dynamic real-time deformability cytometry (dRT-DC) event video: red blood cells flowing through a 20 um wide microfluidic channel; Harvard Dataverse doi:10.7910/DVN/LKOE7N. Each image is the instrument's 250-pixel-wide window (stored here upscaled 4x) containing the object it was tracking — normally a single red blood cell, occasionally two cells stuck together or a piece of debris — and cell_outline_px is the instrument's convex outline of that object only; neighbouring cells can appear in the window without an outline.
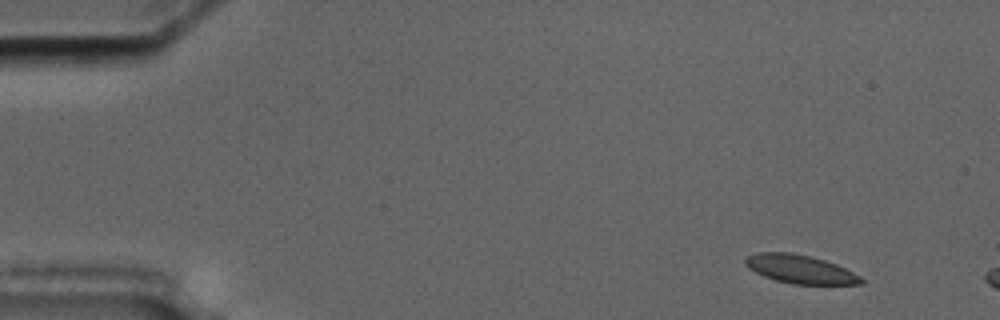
{"species": "common noctule bat (a hibernating species)", "species_latin": "Nyctalus noctula", "temperature_condition": "cold", "stored_images_in_passage": 3, "camera_frame_rate_fps": 3000, "um_per_image_px": 0.085, "animal": {"sex": "male", "body_mass_g": 17.5, "forearm_length_mm": 52.3}, "frame": {"image": 1, "passage_image": 1, "time_ms": 0.0, "image_size_px": [1000, 320], "cell_outline_px": [[864, 284], [792, 284], [776, 280], [764, 276], [748, 268], [744, 264], [744, 260], [748, 256], [756, 252], [792, 252], [812, 256], [836, 264], [860, 276], [864, 280]], "centroid_in_image_um": [67.99, 22.87], "position_along_channel_um": 17.0, "area_um2": 19.25}}